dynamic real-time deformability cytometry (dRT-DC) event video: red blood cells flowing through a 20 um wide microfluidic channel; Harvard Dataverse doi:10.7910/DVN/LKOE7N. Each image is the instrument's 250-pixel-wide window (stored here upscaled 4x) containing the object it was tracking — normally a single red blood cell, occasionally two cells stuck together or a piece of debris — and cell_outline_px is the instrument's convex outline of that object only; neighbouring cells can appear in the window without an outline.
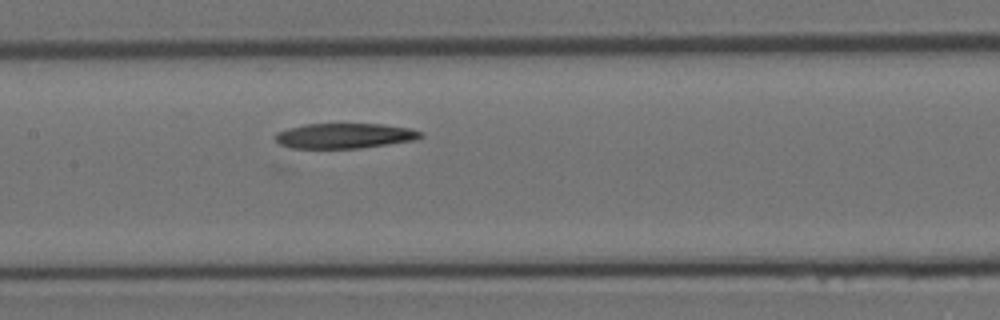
{"species": "Egyptian fruit bat (a non-hibernating species)", "species_latin": "Rousettus aegyptiacus", "temperature_condition": "room temperature", "stored_images_in_passage": 7, "camera_frame_rate_fps": 3000, "um_per_image_px": 0.085, "animal": {"sex": "female"}, "frame": {"image": 1, "passage_image": 7, "time_ms": 2.0, "image_size_px": [1000, 320], "cell_outline_px": [[424, 136], [416, 140], [360, 148], [288, 148], [280, 144], [276, 140], [276, 132], [288, 128], [304, 124], [384, 124], [412, 128], [424, 132]], "centroid_in_image_um": [29.33, 11.54], "position_along_channel_um": 178.1, "area_um2": 21.5}}